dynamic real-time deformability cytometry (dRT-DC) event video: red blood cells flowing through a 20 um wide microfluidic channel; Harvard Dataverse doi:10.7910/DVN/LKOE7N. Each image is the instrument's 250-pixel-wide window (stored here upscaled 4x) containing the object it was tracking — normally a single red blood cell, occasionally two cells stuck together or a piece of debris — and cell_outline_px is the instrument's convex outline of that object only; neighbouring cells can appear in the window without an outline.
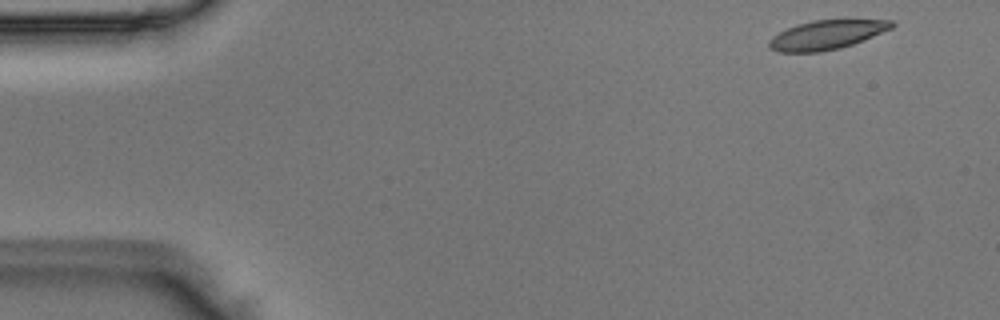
{"species": "Egyptian fruit bat (a non-hibernating species)", "species_latin": "Rousettus aegyptiacus", "temperature_condition": "room temperature", "stored_images_in_passage": 49, "camera_frame_rate_fps": 3000, "um_per_image_px": 0.085, "animal": {"sex": "male"}, "frame": {"image": 1, "passage_image": 1, "time_ms": 0.0, "image_size_px": [1000, 320], "cell_outline_px": [[896, 24], [892, 28], [864, 40], [840, 48], [820, 52], [780, 52], [768, 48], [768, 40], [772, 36], [788, 28], [812, 20], [844, 16], [892, 20]], "centroid_in_image_um": [70.36, 2.9], "position_along_channel_um": 14.6, "area_um2": 21.85}}
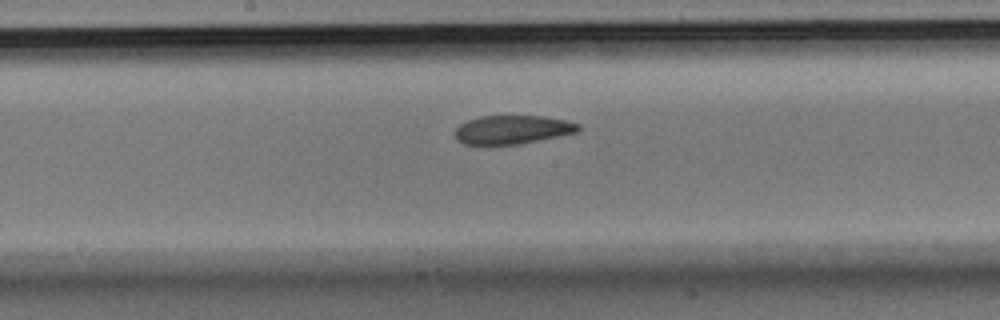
{"frame": {"image": 2, "passage_image": 24, "time_ms": 7.667, "image_size_px": [1000, 320], "cell_outline_px": [[580, 132], [520, 144], [464, 144], [456, 140], [456, 128], [460, 124], [468, 120], [480, 116], [544, 116], [564, 120], [580, 124]], "centroid_in_image_um": [43.59, 11.02], "position_along_channel_um": 204.6, "area_um2": 20.58}}
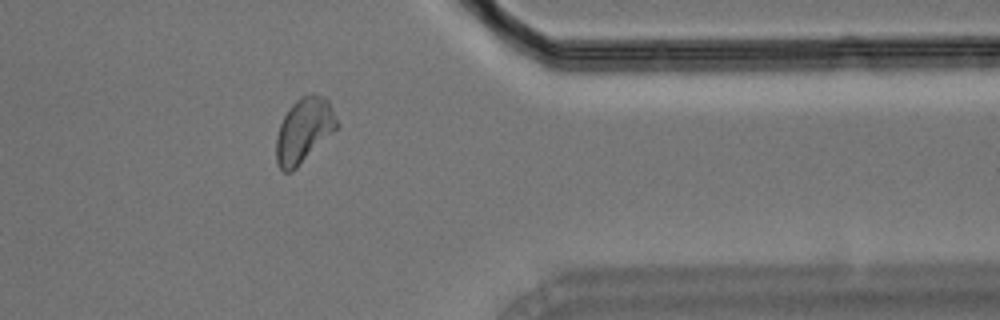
{"frame": {"image": 3, "passage_image": 39, "time_ms": 12.667, "image_size_px": [1000, 320], "cell_outline_px": [[336, 128], [292, 172], [284, 172], [276, 164], [276, 136], [280, 124], [284, 116], [292, 104], [300, 96], [320, 96], [328, 100], [332, 108], [336, 120]], "centroid_in_image_um": [25.77, 11.11], "position_along_channel_um": 385.6, "area_um2": 22.14}}